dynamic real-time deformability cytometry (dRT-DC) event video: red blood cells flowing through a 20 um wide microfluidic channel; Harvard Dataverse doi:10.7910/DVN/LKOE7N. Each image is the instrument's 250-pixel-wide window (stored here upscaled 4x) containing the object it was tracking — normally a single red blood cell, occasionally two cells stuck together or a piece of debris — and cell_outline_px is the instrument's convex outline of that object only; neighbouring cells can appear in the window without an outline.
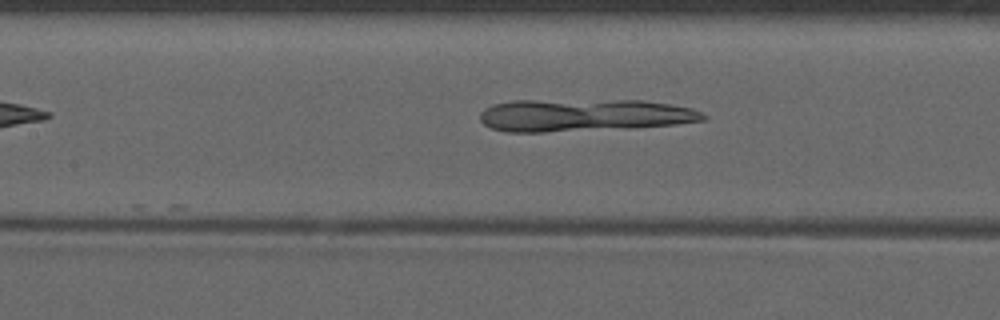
{"species": "common noctule bat (a hibernating species)", "species_latin": "Nyctalus noctula", "temperature_condition": "warm", "stored_images_in_passage": 18, "camera_frame_rate_fps": 3000, "um_per_image_px": 0.085, "animal": {"sex": "male", "forearm_length_mm": 52.5}, "frame": {"image": 1, "passage_image": 4, "time_ms": 1.0, "image_size_px": [1000, 320], "cell_outline_px": [[708, 116], [704, 120], [676, 124], [636, 128], [544, 132], [504, 132], [492, 128], [484, 124], [480, 120], [480, 112], [484, 108], [496, 104], [512, 100], [644, 100], [672, 104], [692, 108], [704, 112]], "centroid_in_image_um": [49.67, 9.79], "position_along_channel_um": 157.7, "area_um2": 42.83}}
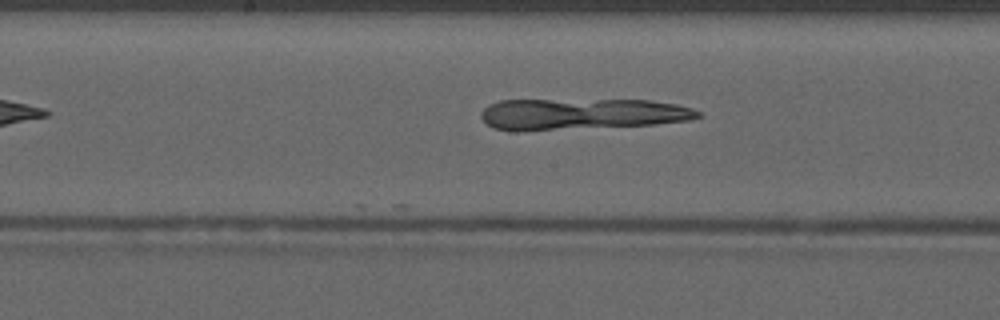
{"frame": {"image": 2, "passage_image": 7, "time_ms": 2.0, "image_size_px": [1000, 320], "cell_outline_px": [[700, 116], [692, 120], [656, 124], [520, 132], [512, 132], [492, 128], [480, 116], [480, 112], [488, 104], [500, 100], [652, 100], [676, 104], [692, 108], [700, 112]], "centroid_in_image_um": [49.39, 9.71], "position_along_channel_um": 198.8, "area_um2": 40.11}}
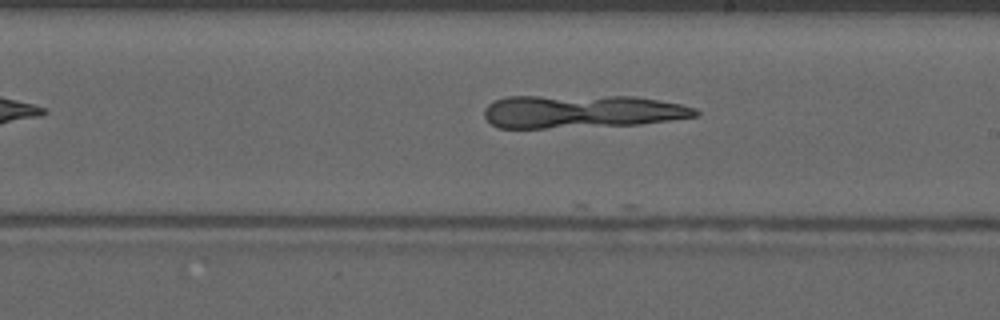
{"frame": {"image": 3, "passage_image": 10, "time_ms": 3.0, "image_size_px": [1000, 320], "cell_outline_px": [[700, 116], [640, 124], [544, 128], [500, 128], [492, 124], [484, 116], [484, 108], [492, 100], [504, 96], [636, 96], [680, 104], [696, 108], [700, 112]], "centroid_in_image_um": [49.42, 9.46], "position_along_channel_um": 239.6, "area_um2": 41.04}}